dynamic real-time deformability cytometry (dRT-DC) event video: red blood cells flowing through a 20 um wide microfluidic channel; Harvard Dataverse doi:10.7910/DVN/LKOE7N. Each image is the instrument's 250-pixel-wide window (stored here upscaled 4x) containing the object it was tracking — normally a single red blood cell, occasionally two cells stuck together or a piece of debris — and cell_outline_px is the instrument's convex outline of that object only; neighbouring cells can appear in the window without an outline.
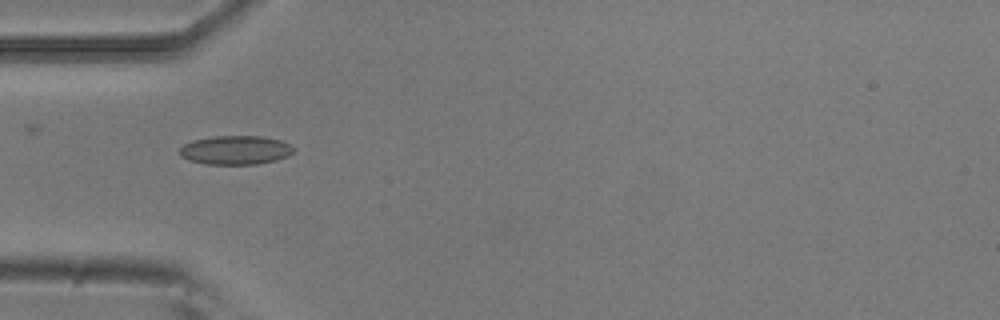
{"species": "common noctule bat (a hibernating species)", "species_latin": "Nyctalus noctula", "temperature_condition": "room temperature", "stored_images_in_passage": 7, "camera_frame_rate_fps": 3000, "um_per_image_px": 0.085, "animal": {"sex": "male", "body_mass_g": 20.5, "forearm_length_mm": 52.5}, "frame": {"image": 1, "passage_image": 5, "time_ms": 1.333, "image_size_px": [1000, 320], "cell_outline_px": [[296, 148], [288, 156], [276, 160], [256, 164], [204, 164], [188, 160], [180, 156], [180, 148], [184, 144], [192, 140], [216, 136], [264, 136], [280, 140], [292, 144]], "centroid_in_image_um": [20.04, 12.75], "position_along_channel_um": 65.0, "area_um2": 19.36}}
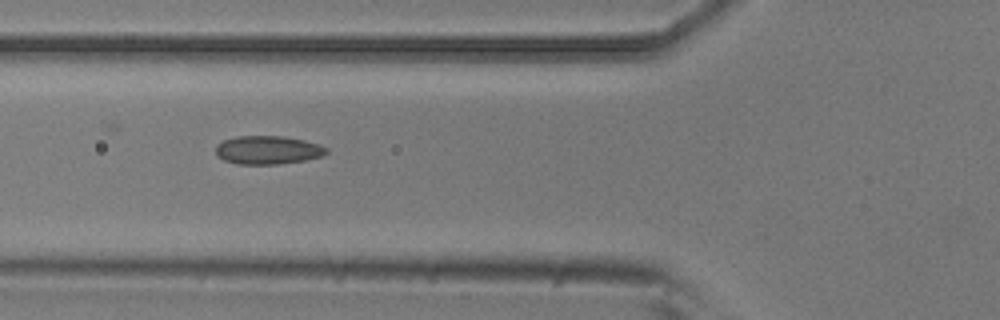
{"frame": {"image": 2, "passage_image": 6, "time_ms": 1.667, "image_size_px": [1000, 320], "cell_outline_px": [[328, 152], [324, 156], [304, 160], [276, 164], [240, 164], [224, 160], [216, 156], [216, 144], [224, 140], [236, 136], [284, 136], [304, 140], [320, 144], [328, 148]], "centroid_in_image_um": [22.78, 12.74], "position_along_channel_um": 103.0, "area_um2": 18.44}}
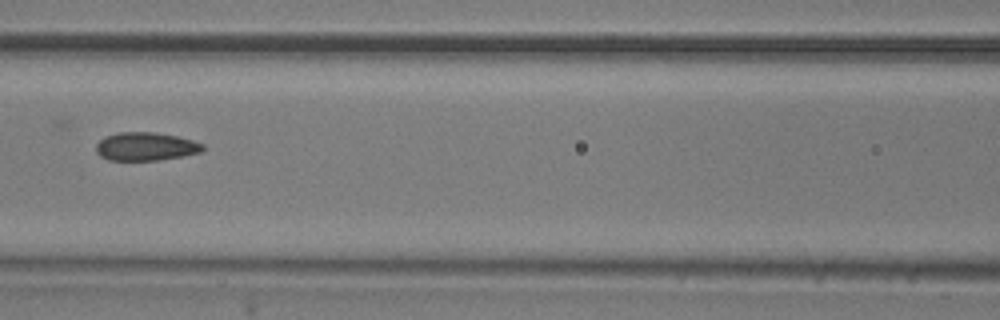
{"frame": {"image": 3, "passage_image": 7, "time_ms": 2.0, "image_size_px": [1000, 320], "cell_outline_px": [[204, 148], [200, 152], [180, 156], [156, 160], [108, 160], [100, 156], [96, 152], [96, 144], [104, 136], [116, 132], [156, 132], [176, 136], [192, 140], [204, 144]], "centroid_in_image_um": [12.34, 12.44], "position_along_channel_um": 154.3, "area_um2": 17.57}}